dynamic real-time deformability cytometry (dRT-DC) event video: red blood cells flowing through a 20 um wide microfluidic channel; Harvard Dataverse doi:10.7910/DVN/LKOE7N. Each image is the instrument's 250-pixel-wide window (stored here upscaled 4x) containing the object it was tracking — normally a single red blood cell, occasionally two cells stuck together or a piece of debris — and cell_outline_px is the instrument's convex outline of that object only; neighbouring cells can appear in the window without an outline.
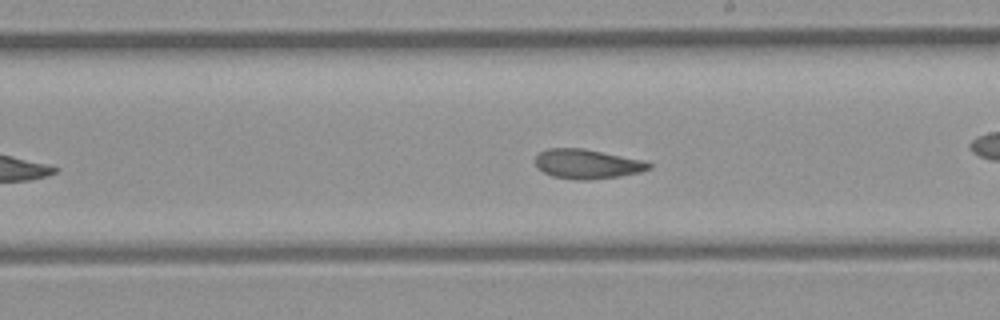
{"species": "common noctule bat (a hibernating species)", "species_latin": "Nyctalus noctula", "temperature_condition": "room temperature", "stored_images_in_passage": 32, "camera_frame_rate_fps": 3000, "um_per_image_px": 0.085, "animal": {"sex": "female", "body_mass_g": 21.9}, "frame": {"image": 1, "passage_image": 14, "time_ms": 4.333, "image_size_px": [1000, 320], "cell_outline_px": [[652, 168], [640, 172], [620, 176], [588, 180], [576, 180], [552, 176], [536, 168], [536, 156], [540, 152], [548, 148], [584, 148], [648, 160], [652, 164]], "centroid_in_image_um": [49.96, 13.93], "position_along_channel_um": 239.0, "area_um2": 19.88}, "authors_computed_cell_mechanics": {"area_um2": 19.5942, "velocity_mm_per_s": 4.3001, "shape_relaxation_time_tau1_ms": null, "shape_relaxation_time_tau2_ms": 2.4282, "deformation_change_tau1": null, "deformation_change_tau2": 0.0833}}